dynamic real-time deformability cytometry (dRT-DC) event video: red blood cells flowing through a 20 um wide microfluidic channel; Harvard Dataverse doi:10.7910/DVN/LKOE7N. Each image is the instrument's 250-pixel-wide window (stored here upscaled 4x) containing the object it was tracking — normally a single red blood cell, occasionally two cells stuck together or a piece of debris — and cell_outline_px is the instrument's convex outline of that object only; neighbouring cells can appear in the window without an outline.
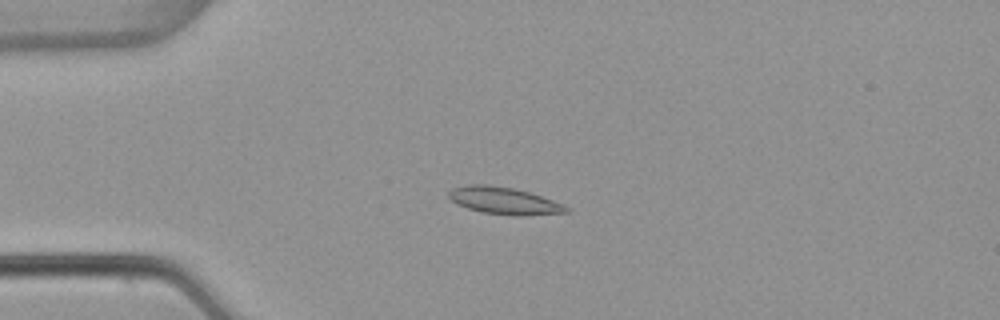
{"species": "common noctule bat (a hibernating species)", "species_latin": "Nyctalus noctula", "temperature_condition": "warm", "stored_images_in_passage": 54, "camera_frame_rate_fps": 3000, "um_per_image_px": 0.085, "animal": {"sex": "female", "body_mass_g": 22.7, "forearm_length_mm": 54.2}, "frame": {"image": 1, "passage_image": 14, "time_ms": 4.333, "image_size_px": [1000, 320], "cell_outline_px": [[572, 208], [568, 212], [528, 216], [512, 216], [484, 212], [468, 208], [456, 204], [448, 196], [448, 192], [452, 188], [468, 184], [484, 184], [512, 188], [528, 192], [564, 204]], "centroid_in_image_um": [42.87, 17.07], "position_along_channel_um": 42.1, "area_um2": 18.61}}
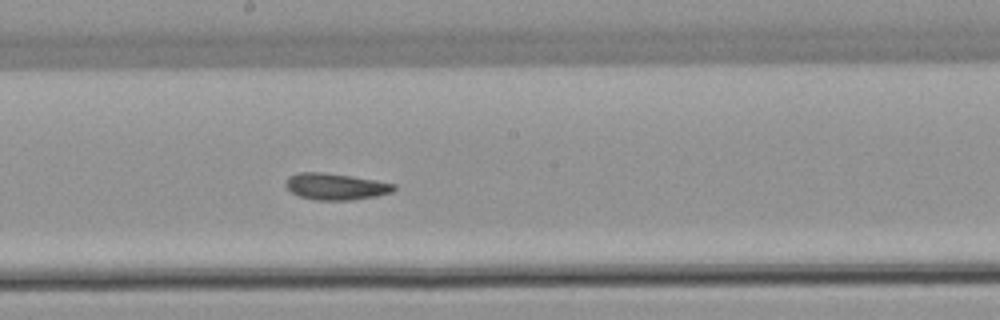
{"frame": {"image": 2, "passage_image": 30, "time_ms": 9.667, "image_size_px": [1000, 320], "cell_outline_px": [[396, 188], [392, 192], [376, 196], [352, 200], [316, 200], [300, 196], [292, 192], [284, 184], [288, 176], [296, 172], [324, 172], [352, 176], [376, 180], [396, 184]], "centroid_in_image_um": [28.53, 15.84], "position_along_channel_um": 219.7, "area_um2": 16.82}}
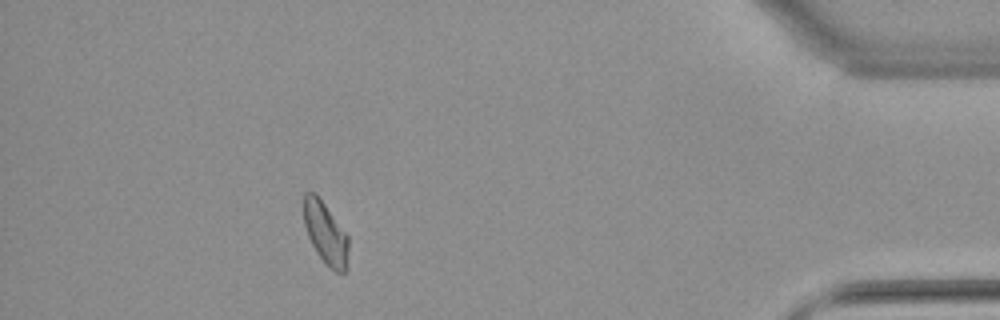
{"frame": {"image": 3, "passage_image": 49, "time_ms": 16.0, "image_size_px": [1000, 320], "cell_outline_px": [[348, 268], [344, 272], [336, 272], [316, 252], [308, 236], [304, 224], [304, 192], [316, 192], [348, 236]], "centroid_in_image_um": [27.68, 19.79], "position_along_channel_um": 407.5, "area_um2": 16.01}, "authors_computed_cell_mechanics": {"area_um2": 16.9354, "velocity_mm_per_s": 3.8009, "shape_relaxation_time_tau1_ms": 8.9732, "shape_relaxation_time_tau2_ms": 5.3429, "deformation_change_tau1": 0.17, "deformation_change_tau2": 0.1079}}